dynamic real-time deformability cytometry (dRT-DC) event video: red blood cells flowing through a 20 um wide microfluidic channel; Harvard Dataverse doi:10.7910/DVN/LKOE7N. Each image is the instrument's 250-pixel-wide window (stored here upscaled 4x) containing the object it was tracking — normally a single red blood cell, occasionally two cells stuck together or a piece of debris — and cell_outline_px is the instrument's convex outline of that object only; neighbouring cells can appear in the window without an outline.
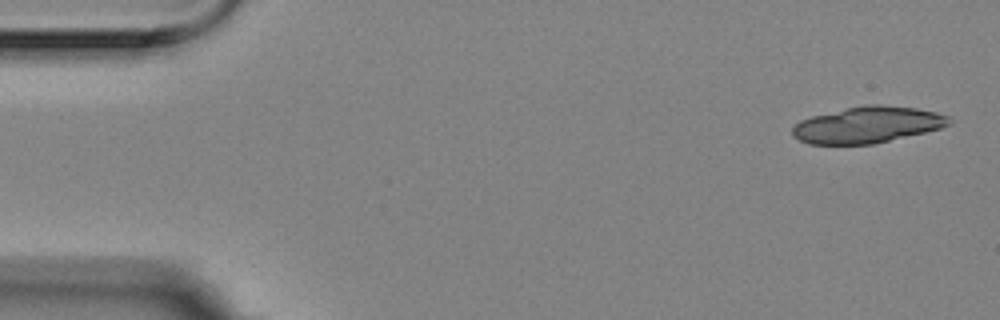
{"species": "Egyptian fruit bat (a non-hibernating species)", "species_latin": "Rousettus aegyptiacus", "temperature_condition": "room temperature", "stored_images_in_passage": 7, "segment_of_instrument_passage": [1, 2], "camera_frame_rate_fps": 3000, "um_per_image_px": 0.085, "animal": {"sex": "female"}, "frame": {"image": 1, "passage_image": 1, "time_ms": 0.0, "image_size_px": [1000, 320], "cell_outline_px": [[952, 124], [940, 128], [924, 132], [872, 144], [808, 144], [792, 136], [792, 128], [800, 120], [812, 116], [864, 104], [880, 104], [916, 108], [936, 112], [948, 116], [952, 120]], "centroid_in_image_um": [73.74, 10.6], "position_along_channel_um": 11.3, "area_um2": 33.06}}